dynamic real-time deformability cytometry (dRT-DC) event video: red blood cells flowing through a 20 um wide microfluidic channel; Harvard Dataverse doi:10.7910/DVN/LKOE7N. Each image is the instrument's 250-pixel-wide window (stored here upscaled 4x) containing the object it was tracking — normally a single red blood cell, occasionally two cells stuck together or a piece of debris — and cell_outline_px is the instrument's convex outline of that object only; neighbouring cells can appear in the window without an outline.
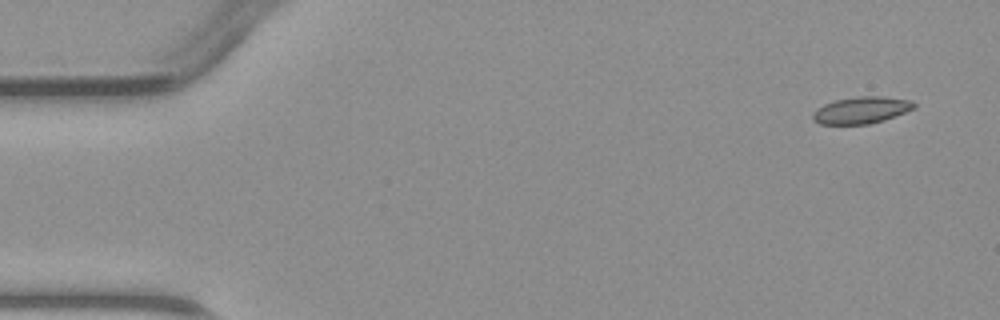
{"species": "common noctule bat (a hibernating species)", "species_latin": "Nyctalus noctula", "temperature_condition": "warm", "stored_images_in_passage": 4, "camera_frame_rate_fps": 3000, "um_per_image_px": 0.085, "animal": {"sex": "male", "body_mass_g": 23.1, "forearm_length_mm": 52.7}, "frame": {"image": 1, "passage_image": 1, "time_ms": 0.0, "image_size_px": [1000, 320], "cell_outline_px": [[916, 108], [884, 120], [868, 124], [820, 124], [812, 120], [812, 112], [816, 108], [824, 104], [836, 100], [856, 96], [884, 96], [912, 100], [916, 104]], "centroid_in_image_um": [73.21, 9.35], "position_along_channel_um": 11.8, "area_um2": 16.01}}
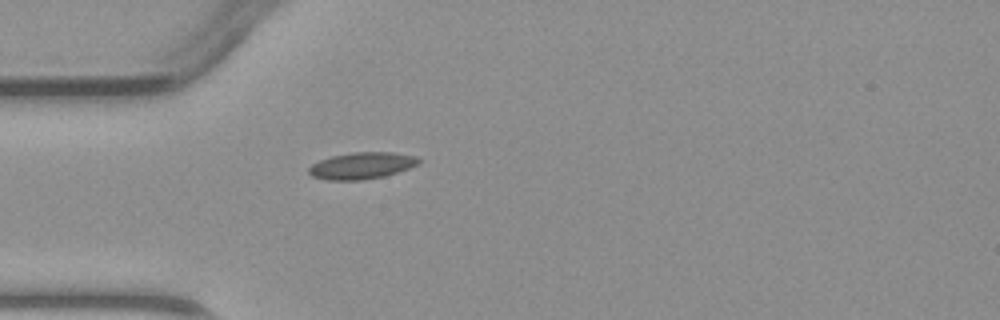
{"frame": {"image": 2, "passage_image": 4, "time_ms": 3.667, "image_size_px": [1000, 320], "cell_outline_px": [[420, 164], [384, 176], [360, 180], [328, 180], [312, 176], [308, 172], [308, 168], [312, 164], [320, 160], [332, 156], [352, 152], [392, 152], [416, 156], [420, 160]], "centroid_in_image_um": [30.74, 14.07], "position_along_channel_um": 54.3, "area_um2": 16.99}}